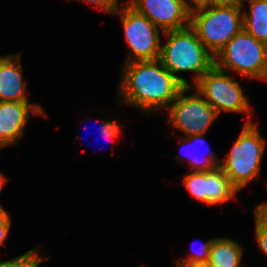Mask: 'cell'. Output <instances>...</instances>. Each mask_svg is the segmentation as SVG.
Returning <instances> with one entry per match:
<instances>
[{
    "mask_svg": "<svg viewBox=\"0 0 267 267\" xmlns=\"http://www.w3.org/2000/svg\"><path fill=\"white\" fill-rule=\"evenodd\" d=\"M119 76L116 98L120 106L124 104L143 114L166 111L185 88L159 59L122 63Z\"/></svg>",
    "mask_w": 267,
    "mask_h": 267,
    "instance_id": "6da1fadb",
    "label": "cell"
},
{
    "mask_svg": "<svg viewBox=\"0 0 267 267\" xmlns=\"http://www.w3.org/2000/svg\"><path fill=\"white\" fill-rule=\"evenodd\" d=\"M159 60L185 87H193L214 66V56L204 47L195 30L185 28L163 33ZM191 73L193 82L180 76Z\"/></svg>",
    "mask_w": 267,
    "mask_h": 267,
    "instance_id": "7a4b0ae2",
    "label": "cell"
},
{
    "mask_svg": "<svg viewBox=\"0 0 267 267\" xmlns=\"http://www.w3.org/2000/svg\"><path fill=\"white\" fill-rule=\"evenodd\" d=\"M266 142L257 123H244L225 158L221 157L220 167L238 192L260 176Z\"/></svg>",
    "mask_w": 267,
    "mask_h": 267,
    "instance_id": "3957f363",
    "label": "cell"
},
{
    "mask_svg": "<svg viewBox=\"0 0 267 267\" xmlns=\"http://www.w3.org/2000/svg\"><path fill=\"white\" fill-rule=\"evenodd\" d=\"M214 65L250 80L267 82V44L243 28L214 57Z\"/></svg>",
    "mask_w": 267,
    "mask_h": 267,
    "instance_id": "277c9868",
    "label": "cell"
},
{
    "mask_svg": "<svg viewBox=\"0 0 267 267\" xmlns=\"http://www.w3.org/2000/svg\"><path fill=\"white\" fill-rule=\"evenodd\" d=\"M190 26L215 57L243 28V9L209 6L190 13Z\"/></svg>",
    "mask_w": 267,
    "mask_h": 267,
    "instance_id": "5b68a950",
    "label": "cell"
},
{
    "mask_svg": "<svg viewBox=\"0 0 267 267\" xmlns=\"http://www.w3.org/2000/svg\"><path fill=\"white\" fill-rule=\"evenodd\" d=\"M234 78L232 73L214 65L193 87L215 109L218 116L223 112L245 114L244 123H252L253 106L244 94L241 83Z\"/></svg>",
    "mask_w": 267,
    "mask_h": 267,
    "instance_id": "8992f818",
    "label": "cell"
},
{
    "mask_svg": "<svg viewBox=\"0 0 267 267\" xmlns=\"http://www.w3.org/2000/svg\"><path fill=\"white\" fill-rule=\"evenodd\" d=\"M166 111L167 124L172 127L174 136L177 129L184 137L206 134L219 117L194 87H185Z\"/></svg>",
    "mask_w": 267,
    "mask_h": 267,
    "instance_id": "52a82bcc",
    "label": "cell"
},
{
    "mask_svg": "<svg viewBox=\"0 0 267 267\" xmlns=\"http://www.w3.org/2000/svg\"><path fill=\"white\" fill-rule=\"evenodd\" d=\"M114 16H120L124 40L128 47L127 56L122 63L159 59L163 31L129 4L113 14Z\"/></svg>",
    "mask_w": 267,
    "mask_h": 267,
    "instance_id": "ba28073f",
    "label": "cell"
},
{
    "mask_svg": "<svg viewBox=\"0 0 267 267\" xmlns=\"http://www.w3.org/2000/svg\"><path fill=\"white\" fill-rule=\"evenodd\" d=\"M182 185L191 198L207 205H226L230 200L238 201V190L231 184L220 166L210 171H187ZM237 198V199H236Z\"/></svg>",
    "mask_w": 267,
    "mask_h": 267,
    "instance_id": "9c48e42d",
    "label": "cell"
},
{
    "mask_svg": "<svg viewBox=\"0 0 267 267\" xmlns=\"http://www.w3.org/2000/svg\"><path fill=\"white\" fill-rule=\"evenodd\" d=\"M31 116L47 114L38 103L0 101V150L20 144Z\"/></svg>",
    "mask_w": 267,
    "mask_h": 267,
    "instance_id": "30bf717a",
    "label": "cell"
},
{
    "mask_svg": "<svg viewBox=\"0 0 267 267\" xmlns=\"http://www.w3.org/2000/svg\"><path fill=\"white\" fill-rule=\"evenodd\" d=\"M129 5L163 32L190 25L184 0H129Z\"/></svg>",
    "mask_w": 267,
    "mask_h": 267,
    "instance_id": "8fae6325",
    "label": "cell"
},
{
    "mask_svg": "<svg viewBox=\"0 0 267 267\" xmlns=\"http://www.w3.org/2000/svg\"><path fill=\"white\" fill-rule=\"evenodd\" d=\"M21 58L22 51L0 56V101L30 102Z\"/></svg>",
    "mask_w": 267,
    "mask_h": 267,
    "instance_id": "7c38bea8",
    "label": "cell"
},
{
    "mask_svg": "<svg viewBox=\"0 0 267 267\" xmlns=\"http://www.w3.org/2000/svg\"><path fill=\"white\" fill-rule=\"evenodd\" d=\"M205 136L206 134L191 135L187 137L180 135L177 136L178 138H180L177 142L182 147L186 146L187 148H189L188 146H190L191 150L188 149L190 150V152L186 153V155L184 154L185 156L181 155L182 157H180L179 155H176L174 159L178 160V162H186L188 165L187 167L191 168L189 169L191 171H210L213 170L215 167L220 166L221 158H219L217 153H214V150L209 148V145L206 144L207 142ZM198 145H200L201 147L205 146L207 152H202L201 147H198Z\"/></svg>",
    "mask_w": 267,
    "mask_h": 267,
    "instance_id": "4fadbf2b",
    "label": "cell"
},
{
    "mask_svg": "<svg viewBox=\"0 0 267 267\" xmlns=\"http://www.w3.org/2000/svg\"><path fill=\"white\" fill-rule=\"evenodd\" d=\"M243 248L231 237H214L208 263L214 267H242Z\"/></svg>",
    "mask_w": 267,
    "mask_h": 267,
    "instance_id": "5bb4252c",
    "label": "cell"
},
{
    "mask_svg": "<svg viewBox=\"0 0 267 267\" xmlns=\"http://www.w3.org/2000/svg\"><path fill=\"white\" fill-rule=\"evenodd\" d=\"M243 9L244 29L256 40L267 44V0H248Z\"/></svg>",
    "mask_w": 267,
    "mask_h": 267,
    "instance_id": "9a60e30c",
    "label": "cell"
},
{
    "mask_svg": "<svg viewBox=\"0 0 267 267\" xmlns=\"http://www.w3.org/2000/svg\"><path fill=\"white\" fill-rule=\"evenodd\" d=\"M40 247L31 248L23 254L8 260H0V267H39L49 257H46V252H40ZM42 253V254H41Z\"/></svg>",
    "mask_w": 267,
    "mask_h": 267,
    "instance_id": "2e32d148",
    "label": "cell"
},
{
    "mask_svg": "<svg viewBox=\"0 0 267 267\" xmlns=\"http://www.w3.org/2000/svg\"><path fill=\"white\" fill-rule=\"evenodd\" d=\"M212 241L213 239L208 240L205 243L201 244L198 248L193 246L195 244L193 243L190 246L191 249L189 250L191 253L189 252V254L185 257L183 256L179 259H176V267H191L200 263H208Z\"/></svg>",
    "mask_w": 267,
    "mask_h": 267,
    "instance_id": "e0dca14e",
    "label": "cell"
},
{
    "mask_svg": "<svg viewBox=\"0 0 267 267\" xmlns=\"http://www.w3.org/2000/svg\"><path fill=\"white\" fill-rule=\"evenodd\" d=\"M69 1H72V0H69ZM75 1L87 2L91 6L94 5L95 10H101L104 13H108L111 15L115 14L122 7L129 4V0L122 1V3H120L121 6H119L120 4L118 3V0H75Z\"/></svg>",
    "mask_w": 267,
    "mask_h": 267,
    "instance_id": "ac0fdd59",
    "label": "cell"
},
{
    "mask_svg": "<svg viewBox=\"0 0 267 267\" xmlns=\"http://www.w3.org/2000/svg\"><path fill=\"white\" fill-rule=\"evenodd\" d=\"M120 122L117 119L115 121L109 119L104 121L103 119L102 124L99 126V134L107 140H110L111 144L112 142L115 143L114 141L122 133Z\"/></svg>",
    "mask_w": 267,
    "mask_h": 267,
    "instance_id": "d6986e66",
    "label": "cell"
},
{
    "mask_svg": "<svg viewBox=\"0 0 267 267\" xmlns=\"http://www.w3.org/2000/svg\"><path fill=\"white\" fill-rule=\"evenodd\" d=\"M12 217L5 208L0 207V247L5 244L12 225Z\"/></svg>",
    "mask_w": 267,
    "mask_h": 267,
    "instance_id": "ffe728a7",
    "label": "cell"
},
{
    "mask_svg": "<svg viewBox=\"0 0 267 267\" xmlns=\"http://www.w3.org/2000/svg\"><path fill=\"white\" fill-rule=\"evenodd\" d=\"M255 235L254 239L256 241V244L259 246L258 250H260L264 255L267 256V228L261 225L255 218Z\"/></svg>",
    "mask_w": 267,
    "mask_h": 267,
    "instance_id": "44dd1931",
    "label": "cell"
},
{
    "mask_svg": "<svg viewBox=\"0 0 267 267\" xmlns=\"http://www.w3.org/2000/svg\"><path fill=\"white\" fill-rule=\"evenodd\" d=\"M253 211L254 218L267 228V201L256 204Z\"/></svg>",
    "mask_w": 267,
    "mask_h": 267,
    "instance_id": "7402d4cb",
    "label": "cell"
},
{
    "mask_svg": "<svg viewBox=\"0 0 267 267\" xmlns=\"http://www.w3.org/2000/svg\"><path fill=\"white\" fill-rule=\"evenodd\" d=\"M186 9L191 13L195 10L209 7L212 5V0H184Z\"/></svg>",
    "mask_w": 267,
    "mask_h": 267,
    "instance_id": "603a6c76",
    "label": "cell"
},
{
    "mask_svg": "<svg viewBox=\"0 0 267 267\" xmlns=\"http://www.w3.org/2000/svg\"><path fill=\"white\" fill-rule=\"evenodd\" d=\"M247 1L248 0H212V6L243 9L244 2Z\"/></svg>",
    "mask_w": 267,
    "mask_h": 267,
    "instance_id": "cb8c5ba5",
    "label": "cell"
},
{
    "mask_svg": "<svg viewBox=\"0 0 267 267\" xmlns=\"http://www.w3.org/2000/svg\"><path fill=\"white\" fill-rule=\"evenodd\" d=\"M8 180L9 179L6 177V175H4V173H2L0 171V193H1L2 189H3V186L6 185ZM0 207H3L1 203H0Z\"/></svg>",
    "mask_w": 267,
    "mask_h": 267,
    "instance_id": "d4e9b609",
    "label": "cell"
},
{
    "mask_svg": "<svg viewBox=\"0 0 267 267\" xmlns=\"http://www.w3.org/2000/svg\"><path fill=\"white\" fill-rule=\"evenodd\" d=\"M191 267H214V266L210 265L209 263H200V264L193 265Z\"/></svg>",
    "mask_w": 267,
    "mask_h": 267,
    "instance_id": "484cf974",
    "label": "cell"
}]
</instances>
